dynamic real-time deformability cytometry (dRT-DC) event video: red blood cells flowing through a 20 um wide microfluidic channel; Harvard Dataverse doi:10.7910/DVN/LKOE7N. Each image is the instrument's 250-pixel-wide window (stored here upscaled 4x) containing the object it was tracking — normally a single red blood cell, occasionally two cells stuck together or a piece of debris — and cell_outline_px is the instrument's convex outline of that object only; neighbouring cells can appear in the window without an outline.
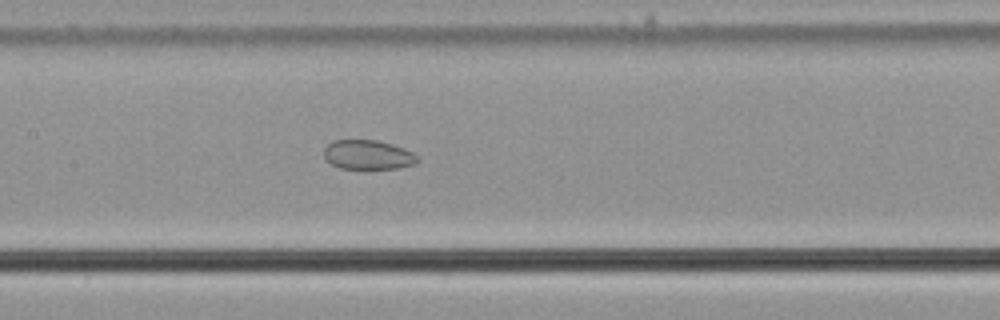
{"species": "common noctule bat (a hibernating species)", "species_latin": "Nyctalus noctula", "temperature_condition": "cold", "stored_images_in_passage": 57, "segment_of_instrument_passage": [2, 2], "camera_frame_rate_fps": 3000, "um_per_image_px": 0.085, "animal": {"sex": "male", "body_mass_g": 21.5, "forearm_length_mm": 52.0}, "frame": {"image": 1, "passage_image": 28, "time_ms": 9.0, "image_size_px": [1000, 320], "cell_outline_px": [[420, 160], [416, 164], [400, 168], [340, 168], [324, 160], [324, 148], [332, 140], [376, 140], [392, 144], [404, 148], [412, 152]], "centroid_in_image_um": [31.27, 13.15], "position_along_channel_um": 176.1, "area_um2": 16.07}}
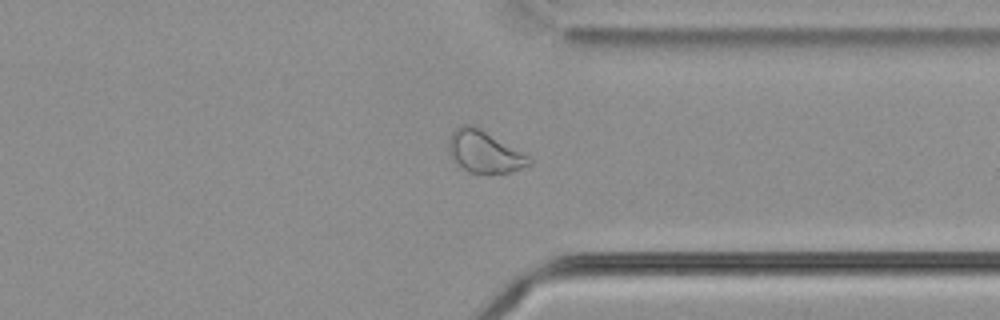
{"frame": {"image": 2, "passage_image": 44, "time_ms": 14.333, "image_size_px": [1000, 320], "cell_outline_px": [[532, 164], [508, 172], [488, 176], [468, 172], [452, 160], [448, 152], [448, 140], [452, 132], [460, 124], [468, 124], [480, 128], [528, 156], [532, 160]], "centroid_in_image_um": [41.12, 12.93], "position_along_channel_um": 370.3, "area_um2": 19.88}}
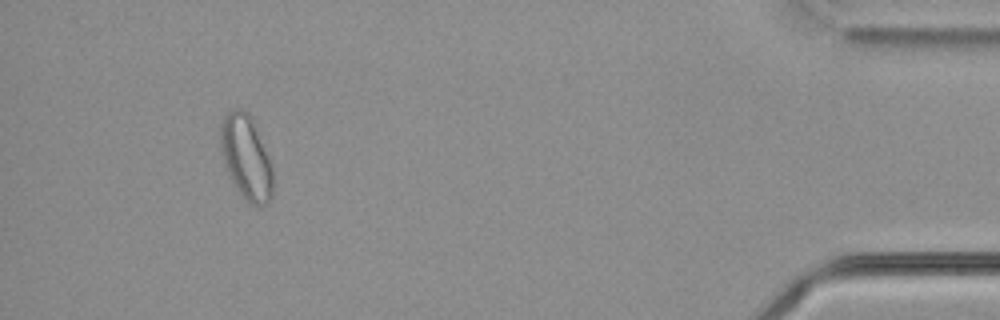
{"frame": {"image": 3, "passage_image": 53, "time_ms": 17.333, "image_size_px": [1000, 320], "cell_outline_px": [[276, 180], [272, 196], [260, 208], [248, 204], [240, 196], [228, 176], [224, 164], [220, 140], [220, 128], [224, 116], [232, 108], [244, 108], [252, 116], [272, 164], [276, 176]], "centroid_in_image_um": [20.96, 13.42], "position_along_channel_um": 414.2, "area_um2": 26.82}}